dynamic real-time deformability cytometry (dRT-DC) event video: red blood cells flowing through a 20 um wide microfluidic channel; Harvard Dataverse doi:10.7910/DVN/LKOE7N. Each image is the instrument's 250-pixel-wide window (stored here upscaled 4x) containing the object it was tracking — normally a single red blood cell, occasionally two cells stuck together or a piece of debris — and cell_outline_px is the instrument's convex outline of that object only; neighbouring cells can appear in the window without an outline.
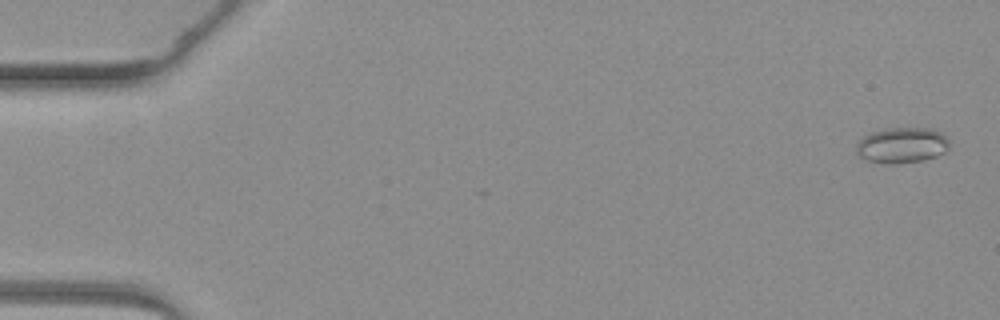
{"species": "common noctule bat (a hibernating species)", "species_latin": "Nyctalus noctula", "temperature_condition": "warm", "stored_images_in_passage": 5, "camera_frame_rate_fps": 3000, "um_per_image_px": 0.085, "animal": {"sex": "female", "body_mass_g": 19.3, "forearm_length_mm": 54.1}, "frame": {"image": 1, "passage_image": 1, "time_ms": 0.0, "image_size_px": [1000, 320], "cell_outline_px": [[948, 148], [944, 152], [936, 156], [920, 160], [896, 164], [888, 164], [868, 160], [860, 156], [856, 152], [856, 144], [864, 136], [872, 132], [888, 128], [928, 128], [940, 132], [948, 140]], "centroid_in_image_um": [76.64, 12.34], "position_along_channel_um": 8.4, "area_um2": 19.07}}